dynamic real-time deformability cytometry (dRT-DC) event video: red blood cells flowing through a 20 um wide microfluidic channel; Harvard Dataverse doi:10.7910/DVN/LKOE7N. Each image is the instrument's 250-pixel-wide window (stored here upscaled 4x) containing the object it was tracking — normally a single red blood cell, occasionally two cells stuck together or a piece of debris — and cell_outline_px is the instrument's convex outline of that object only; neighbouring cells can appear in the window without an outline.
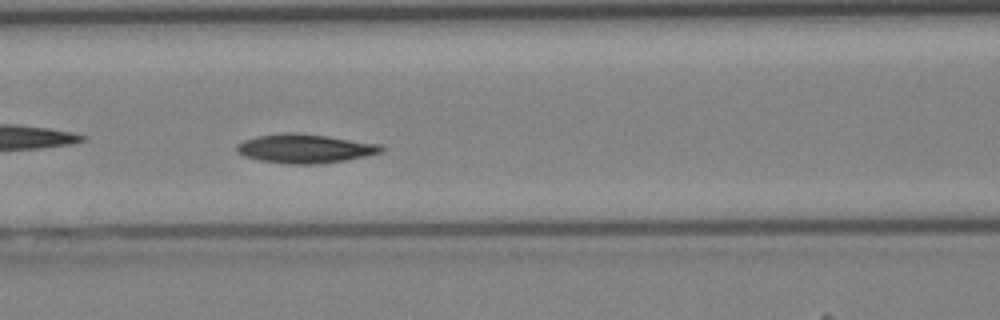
{"species": "Egyptian fruit bat (a non-hibernating species)", "species_latin": "Rousettus aegyptiacus", "temperature_condition": "cold", "stored_images_in_passage": 33, "camera_frame_rate_fps": 3000, "um_per_image_px": 0.085, "animal": {"sex": "female"}, "frame": {"image": 1, "passage_image": 9, "time_ms": 2.667, "image_size_px": [1000, 320], "cell_outline_px": [[384, 152], [344, 160], [320, 164], [288, 164], [260, 160], [244, 156], [236, 152], [236, 144], [244, 140], [256, 136], [284, 132], [292, 132], [328, 136], [384, 144]], "centroid_in_image_um": [25.93, 12.62], "position_along_channel_um": 140.7, "area_um2": 24.62}}
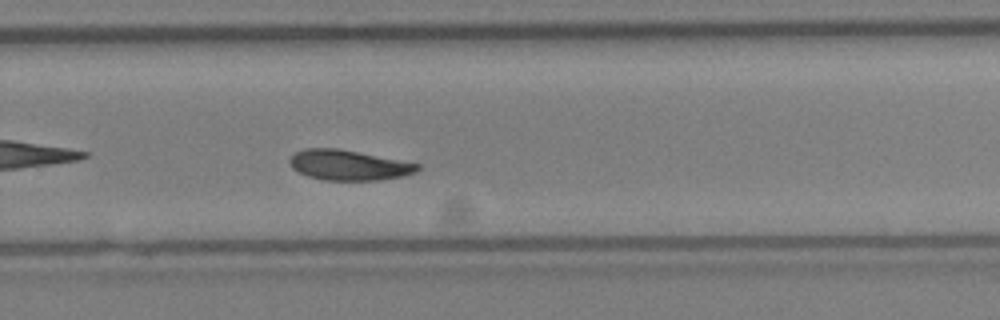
{"frame": {"image": 2, "passage_image": 19, "time_ms": 6.0, "image_size_px": [1000, 320], "cell_outline_px": [[420, 168], [416, 172], [404, 176], [376, 180], [324, 180], [308, 176], [292, 168], [288, 164], [288, 160], [296, 152], [304, 148], [336, 148], [420, 164]], "centroid_in_image_um": [29.61, 14.04], "position_along_channel_um": 300.2, "area_um2": 22.31}}
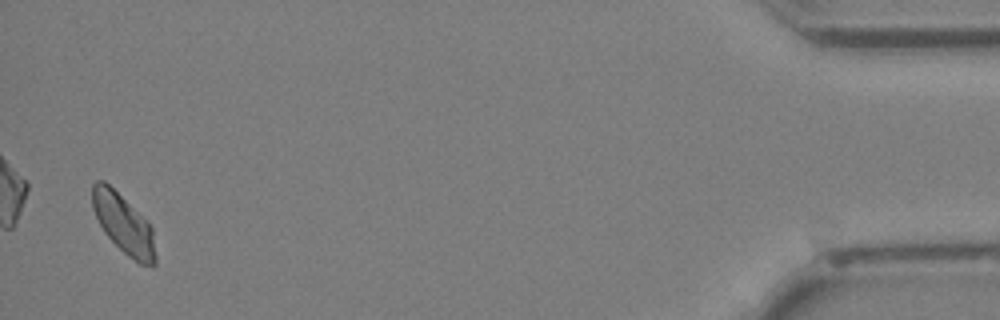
{"frame": {"image": 3, "passage_image": 32, "time_ms": 10.333, "image_size_px": [1000, 320], "cell_outline_px": [[156, 264], [152, 268], [140, 264], [128, 256], [104, 232], [92, 208], [92, 184], [96, 180], [104, 180], [148, 220], [152, 228], [156, 256]], "centroid_in_image_um": [10.52, 19.04], "position_along_channel_um": 424.7, "area_um2": 21.96}}